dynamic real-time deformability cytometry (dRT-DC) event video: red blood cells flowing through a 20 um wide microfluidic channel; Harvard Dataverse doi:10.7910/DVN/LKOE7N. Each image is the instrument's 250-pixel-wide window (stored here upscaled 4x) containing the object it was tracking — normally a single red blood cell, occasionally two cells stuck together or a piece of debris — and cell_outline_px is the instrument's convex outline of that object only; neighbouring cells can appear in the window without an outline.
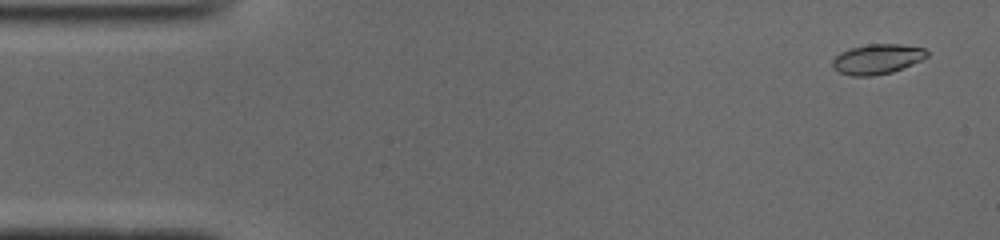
{"species": "common noctule bat (a hibernating species)", "species_latin": "Nyctalus noctula", "temperature_condition": "cold", "stored_images_in_passage": 51, "camera_frame_rate_fps": 3000, "um_per_image_px": 0.085, "animal": {"sex": "male", "body_mass_g": 19.0, "forearm_length_mm": 50.8}, "frame": {"image": 1, "passage_image": 3, "time_ms": 0.667, "image_size_px": [1000, 240], "cell_outline_px": [[928, 56], [912, 64], [892, 72], [872, 76], [852, 76], [840, 72], [832, 64], [832, 60], [840, 52], [848, 48], [868, 44], [900, 44], [924, 48], [928, 52]], "centroid_in_image_um": [74.56, 5.01], "position_along_channel_um": 10.4, "area_um2": 16.42}}
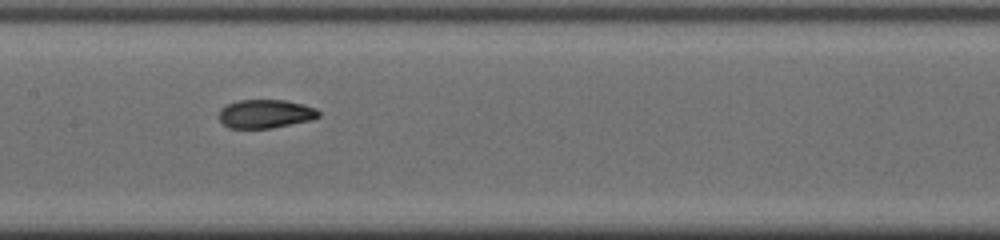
{"frame": {"image": 2, "passage_image": 25, "time_ms": 8.0, "image_size_px": [1000, 240], "cell_outline_px": [[320, 116], [312, 120], [272, 128], [228, 128], [220, 120], [220, 108], [228, 104], [240, 100], [284, 100], [316, 108], [320, 112]], "centroid_in_image_um": [22.58, 9.68], "position_along_channel_um": 184.8, "area_um2": 16.53}}
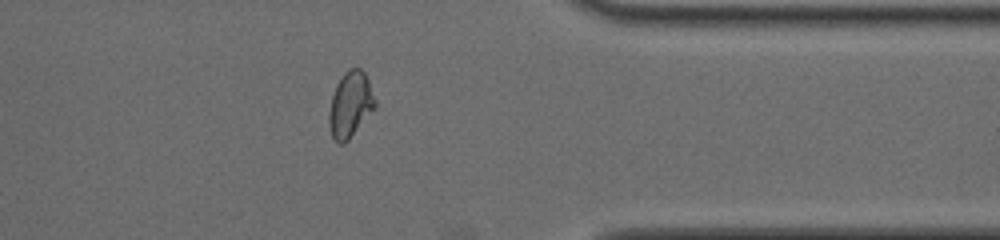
{"frame": {"image": 3, "passage_image": 41, "time_ms": 13.333, "image_size_px": [1000, 240], "cell_outline_px": [[376, 108], [348, 140], [344, 144], [340, 144], [332, 136], [328, 124], [328, 112], [332, 96], [336, 84], [344, 72], [348, 68], [360, 68], [364, 72], [368, 80], [376, 100]], "centroid_in_image_um": [29.78, 8.89], "position_along_channel_um": 381.6, "area_um2": 17.74}, "authors_computed_cell_mechanics": {"area_um2": 16.9932, "velocity_mm_per_s": 3.9315, "shape_relaxation_time_tau1_ms": 7.3937, "shape_relaxation_time_tau2_ms": 1.5668, "deformation_change_tau1": 0.2225, "deformation_change_tau2": 0.035}}